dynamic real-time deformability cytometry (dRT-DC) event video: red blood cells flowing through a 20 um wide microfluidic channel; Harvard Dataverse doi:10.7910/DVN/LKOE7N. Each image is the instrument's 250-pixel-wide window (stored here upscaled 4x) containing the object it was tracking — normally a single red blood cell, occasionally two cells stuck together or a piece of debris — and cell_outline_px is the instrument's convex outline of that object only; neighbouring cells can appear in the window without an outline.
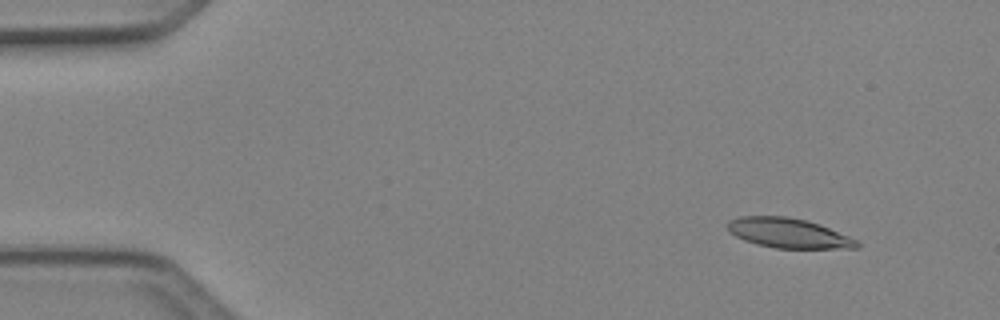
{"species": "Egyptian fruit bat (a non-hibernating species)", "species_latin": "Rousettus aegyptiacus", "temperature_condition": "cold", "stored_images_in_passage": 7, "camera_frame_rate_fps": 3000, "um_per_image_px": 0.085, "animal": {"sex": "female"}, "frame": {"image": 1, "passage_image": 2, "time_ms": 0.333, "image_size_px": [1000, 320], "cell_outline_px": [[860, 248], [776, 248], [756, 244], [744, 240], [728, 232], [728, 220], [740, 216], [784, 216], [808, 220], [820, 224], [848, 236], [856, 240], [860, 244]], "centroid_in_image_um": [67.0, 19.81], "position_along_channel_um": 18.0, "area_um2": 22.43}}
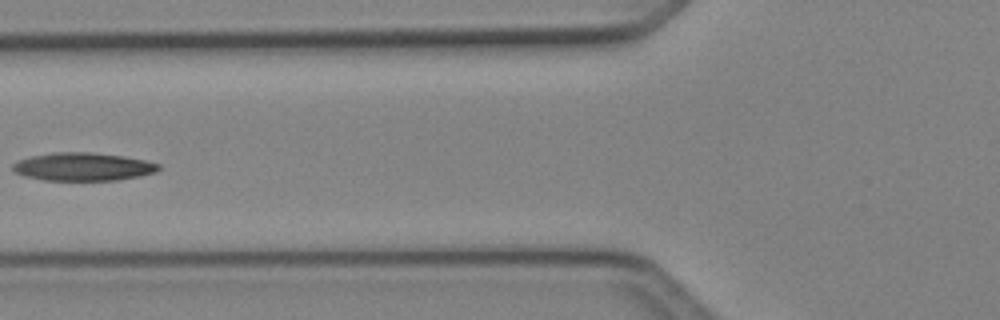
{"frame": {"image": 2, "passage_image": 6, "time_ms": 1.667, "image_size_px": [1000, 320], "cell_outline_px": [[160, 168], [156, 172], [140, 176], [116, 180], [44, 180], [24, 176], [16, 172], [12, 168], [12, 164], [20, 160], [32, 156], [56, 152], [92, 152], [124, 156], [144, 160], [160, 164]], "centroid_in_image_um": [7.08, 14.17], "position_along_channel_um": 118.7, "area_um2": 23.76}}
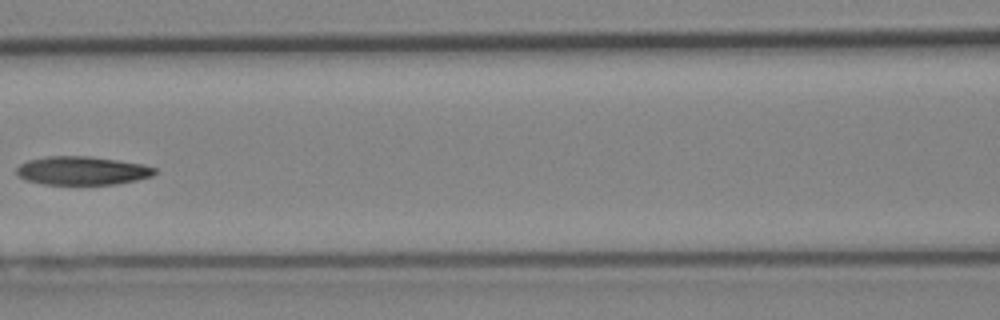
{"frame": {"image": 3, "passage_image": 7, "time_ms": 2.0, "image_size_px": [1000, 320], "cell_outline_px": [[156, 172], [152, 176], [136, 180], [116, 184], [44, 184], [28, 180], [20, 176], [16, 172], [16, 168], [20, 164], [28, 160], [48, 156], [88, 156], [144, 164], [156, 168]], "centroid_in_image_um": [7.0, 14.5], "position_along_channel_um": 159.6, "area_um2": 22.77}}